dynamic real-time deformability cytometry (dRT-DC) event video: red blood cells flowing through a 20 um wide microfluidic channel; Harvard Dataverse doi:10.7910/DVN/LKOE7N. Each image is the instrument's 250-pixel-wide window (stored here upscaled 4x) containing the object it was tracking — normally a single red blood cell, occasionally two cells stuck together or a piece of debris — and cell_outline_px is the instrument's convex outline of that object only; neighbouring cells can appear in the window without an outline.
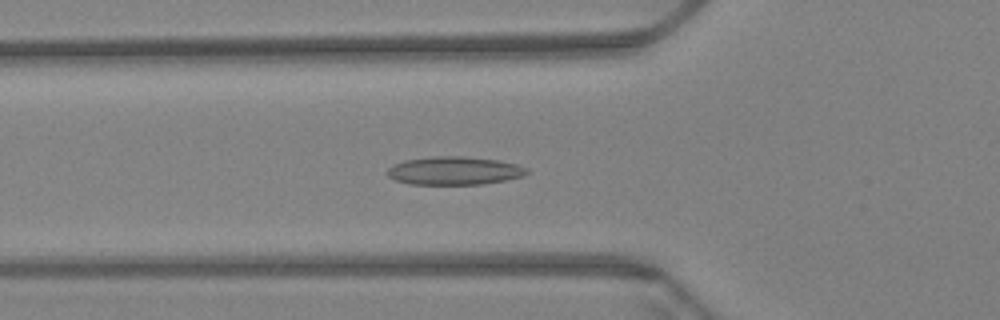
{"species": "Egyptian fruit bat (a non-hibernating species)", "species_latin": "Rousettus aegyptiacus", "temperature_condition": "warm", "stored_images_in_passage": 60, "camera_frame_rate_fps": 3000, "um_per_image_px": 0.085, "animal": {"sex": "female"}, "frame": {"image": 1, "passage_image": 21, "time_ms": 6.667, "image_size_px": [1000, 320], "cell_outline_px": [[528, 172], [524, 176], [504, 180], [480, 184], [412, 184], [396, 180], [388, 176], [388, 168], [404, 160], [432, 156], [460, 156], [496, 160], [516, 164], [528, 168]], "centroid_in_image_um": [38.62, 14.51], "position_along_channel_um": 87.2, "area_um2": 22.66}}
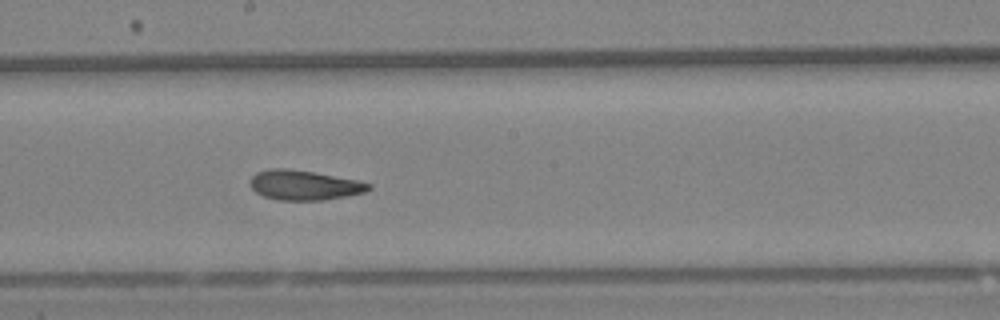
{"frame": {"image": 2, "passage_image": 33, "time_ms": 10.667, "image_size_px": [1000, 320], "cell_outline_px": [[372, 188], [364, 192], [348, 196], [324, 200], [276, 200], [264, 196], [256, 192], [248, 184], [252, 176], [256, 172], [268, 168], [284, 168], [312, 172], [356, 180], [372, 184]], "centroid_in_image_um": [25.82, 15.74], "position_along_channel_um": 222.4, "area_um2": 20.58}}
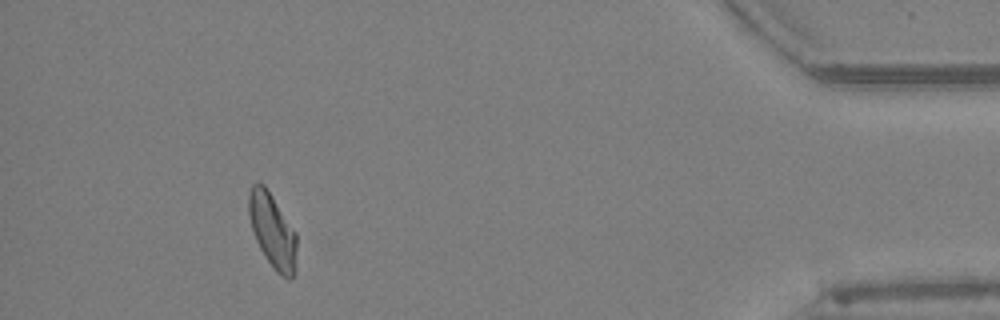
{"frame": {"image": 3, "passage_image": 55, "time_ms": 18.0, "image_size_px": [1000, 320], "cell_outline_px": [[296, 268], [292, 276], [288, 280], [280, 276], [276, 272], [260, 248], [256, 240], [252, 228], [248, 212], [248, 196], [252, 184], [264, 184], [296, 232]], "centroid_in_image_um": [23.17, 19.63], "position_along_channel_um": 412.0, "area_um2": 20.58}, "authors_computed_cell_mechanics": {"area_um2": 21.0392, "velocity_mm_per_s": 3.3863, "shape_relaxation_time_tau1_ms": 10.6959, "shape_relaxation_time_tau2_ms": 3.4348, "deformation_change_tau1": 0.2111, "deformation_change_tau2": 0.0983}}